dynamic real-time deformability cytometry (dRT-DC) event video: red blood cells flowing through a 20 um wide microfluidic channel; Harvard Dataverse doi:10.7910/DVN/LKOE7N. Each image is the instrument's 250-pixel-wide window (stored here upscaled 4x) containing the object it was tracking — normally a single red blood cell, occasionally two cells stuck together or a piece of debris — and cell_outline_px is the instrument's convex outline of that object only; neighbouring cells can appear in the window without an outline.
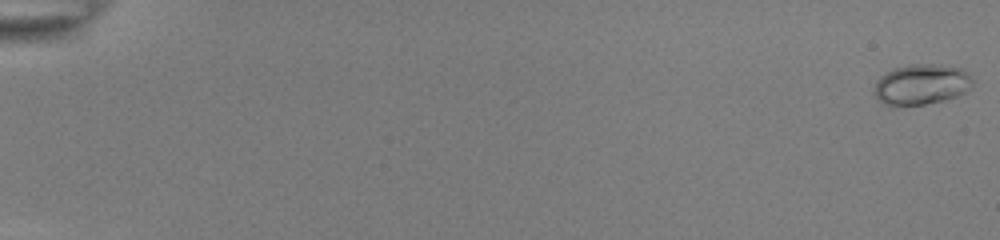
{"species": "common noctule bat (a hibernating species)", "species_latin": "Nyctalus noctula", "temperature_condition": "room temperature", "stored_images_in_passage": 55, "camera_frame_rate_fps": 3000, "um_per_image_px": 0.085, "animal": {"sex": "female", "body_mass_g": 22.0, "forearm_length_mm": 56.7}, "frame": {"image": 1, "passage_image": 1, "time_ms": 0.0, "image_size_px": [1000, 240], "cell_outline_px": [[972, 88], [956, 96], [944, 100], [924, 104], [896, 108], [892, 108], [884, 104], [872, 92], [876, 80], [880, 76], [896, 68], [912, 64], [940, 64], [964, 68], [972, 76]], "centroid_in_image_um": [78.31, 7.19], "position_along_channel_um": 6.7, "area_um2": 23.81}}
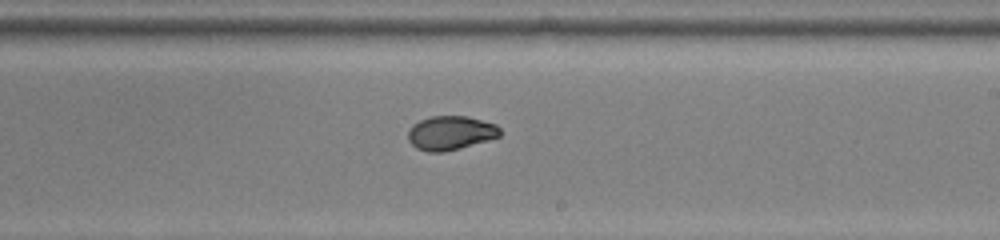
{"frame": {"image": 2, "passage_image": 35, "time_ms": 11.333, "image_size_px": [1000, 240], "cell_outline_px": [[500, 136], [488, 140], [444, 152], [428, 152], [416, 148], [408, 140], [408, 132], [412, 124], [420, 120], [432, 116], [468, 116], [496, 124], [500, 128]], "centroid_in_image_um": [38.28, 11.29], "position_along_channel_um": 250.7, "area_um2": 18.21}}
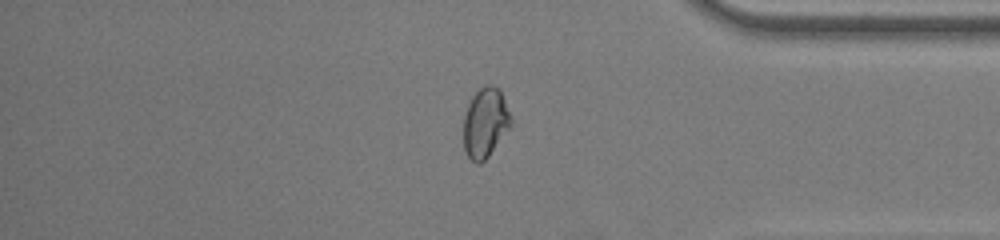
{"frame": {"image": 3, "passage_image": 47, "time_ms": 15.333, "image_size_px": [1000, 240], "cell_outline_px": [[512, 128], [488, 156], [480, 164], [476, 164], [468, 156], [464, 148], [464, 116], [468, 104], [472, 96], [484, 84], [492, 84], [500, 88], [512, 120]], "centroid_in_image_um": [41.28, 10.42], "position_along_channel_um": 393.9, "area_um2": 19.54}, "authors_computed_cell_mechanics": {"area_um2": 19.1318, "velocity_mm_per_s": 3.8909, "shape_relaxation_time_tau1_ms": 9.9042, "shape_relaxation_time_tau2_ms": 1.0914, "deformation_change_tau1": 0.2597, "deformation_change_tau2": 0.0446}}